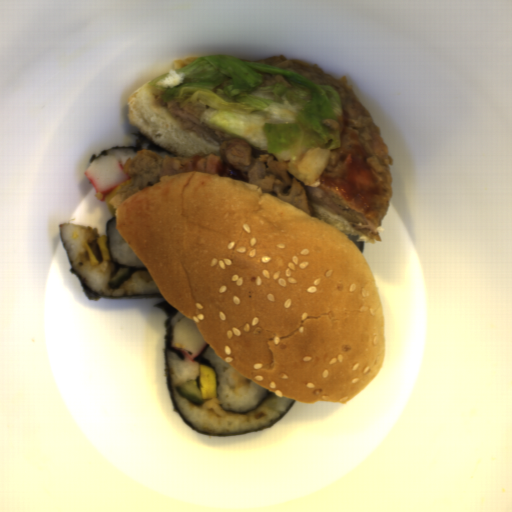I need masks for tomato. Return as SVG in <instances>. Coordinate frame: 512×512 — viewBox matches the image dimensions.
<instances>
[{
	"instance_id": "obj_1",
	"label": "tomato",
	"mask_w": 512,
	"mask_h": 512,
	"mask_svg": "<svg viewBox=\"0 0 512 512\" xmlns=\"http://www.w3.org/2000/svg\"><path fill=\"white\" fill-rule=\"evenodd\" d=\"M349 149L343 151V167L333 177L321 174L319 181L337 191L348 203L353 201L356 209L369 220L378 218L375 200L384 195V188L373 173V166L365 161L371 158L365 150L357 131L349 133Z\"/></svg>"
}]
</instances>
